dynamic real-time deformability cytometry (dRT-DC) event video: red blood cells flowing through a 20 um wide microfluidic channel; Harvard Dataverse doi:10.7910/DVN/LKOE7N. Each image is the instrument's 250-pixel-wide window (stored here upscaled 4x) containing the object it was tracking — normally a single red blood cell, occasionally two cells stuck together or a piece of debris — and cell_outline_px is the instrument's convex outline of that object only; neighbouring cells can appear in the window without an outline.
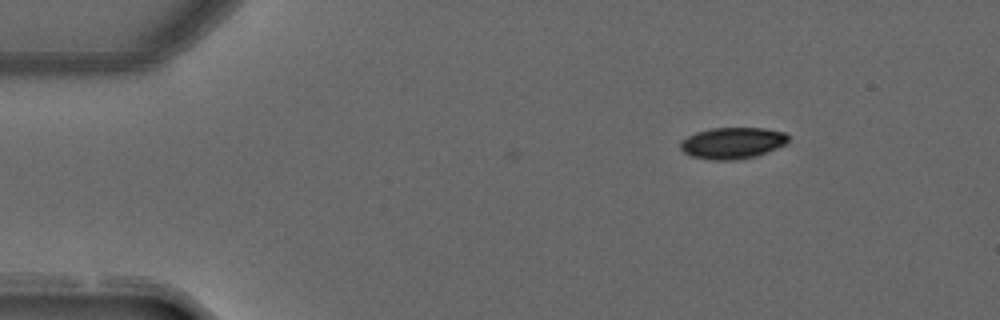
{"species": "common noctule bat (a hibernating species)", "species_latin": "Nyctalus noctula", "temperature_condition": "warm", "stored_images_in_passage": 7, "camera_frame_rate_fps": 3000, "um_per_image_px": 0.085, "animal": {"sex": "male", "forearm_length_mm": 52.5}, "frame": {"image": 1, "passage_image": 1, "time_ms": 0.0, "image_size_px": [1000, 320], "cell_outline_px": [[788, 144], [756, 156], [736, 160], [712, 160], [692, 156], [684, 152], [680, 148], [680, 140], [696, 132], [712, 128], [764, 128], [784, 132], [788, 136]], "centroid_in_image_um": [62.27, 12.16], "position_along_channel_um": 22.7, "area_um2": 19.83}}
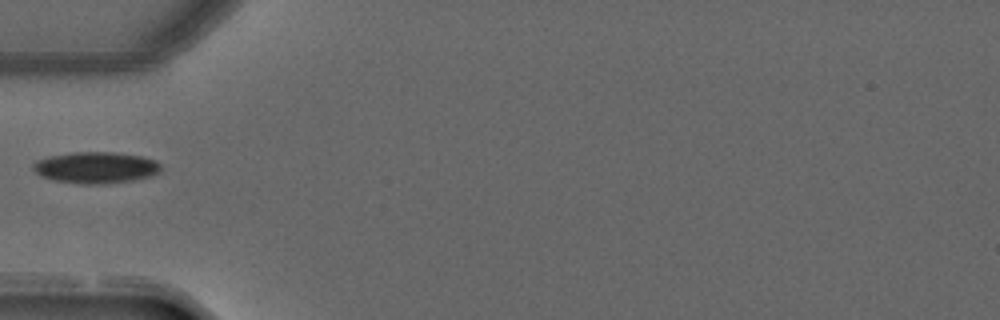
{"frame": {"image": 2, "passage_image": 4, "time_ms": 1.0, "image_size_px": [1000, 320], "cell_outline_px": [[160, 172], [152, 176], [132, 180], [104, 184], [80, 184], [56, 180], [40, 176], [32, 168], [32, 164], [36, 160], [48, 156], [76, 152], [112, 152], [140, 156], [156, 160], [160, 164]], "centroid_in_image_um": [8.14, 14.24], "position_along_channel_um": 76.9, "area_um2": 23.41}}